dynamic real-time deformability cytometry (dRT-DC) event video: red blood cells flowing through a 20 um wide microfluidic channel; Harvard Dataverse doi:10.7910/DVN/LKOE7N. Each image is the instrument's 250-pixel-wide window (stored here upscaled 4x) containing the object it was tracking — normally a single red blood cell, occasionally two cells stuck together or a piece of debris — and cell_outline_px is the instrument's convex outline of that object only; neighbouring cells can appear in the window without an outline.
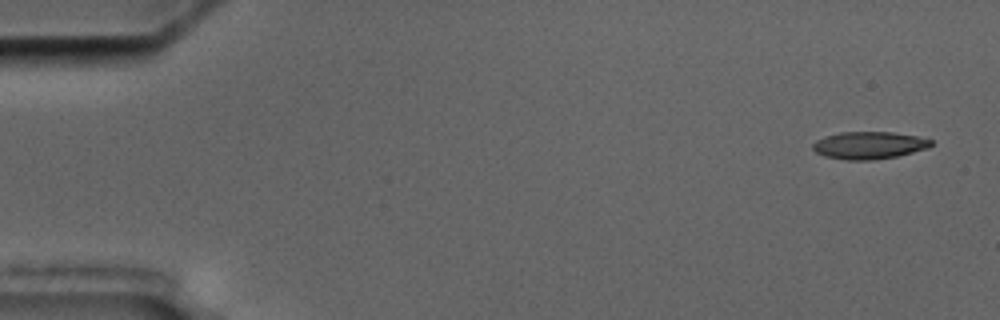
{"species": "common noctule bat (a hibernating species)", "species_latin": "Nyctalus noctula", "temperature_condition": "cold", "stored_images_in_passage": 10, "camera_frame_rate_fps": 3000, "um_per_image_px": 0.085, "animal": {"sex": "male", "body_mass_g": 17.5, "forearm_length_mm": 52.3}, "frame": {"image": 1, "passage_image": 1, "time_ms": 0.0, "image_size_px": [1000, 320], "cell_outline_px": [[932, 144], [928, 148], [896, 156], [872, 160], [844, 160], [824, 156], [816, 152], [812, 148], [812, 144], [816, 140], [824, 136], [840, 132], [892, 132], [916, 136], [932, 140]], "centroid_in_image_um": [73.83, 12.35], "position_along_channel_um": 11.2, "area_um2": 18.84}}
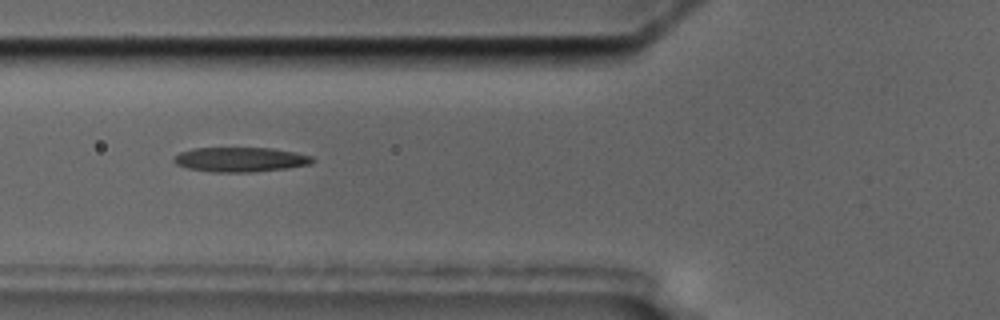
{"frame": {"image": 2, "passage_image": 6, "time_ms": 6.333, "image_size_px": [1000, 320], "cell_outline_px": [[316, 160], [312, 164], [288, 168], [256, 172], [212, 172], [188, 168], [176, 164], [172, 160], [180, 152], [192, 148], [272, 148], [296, 152], [312, 156]], "centroid_in_image_um": [20.48, 13.56], "position_along_channel_um": 105.3, "area_um2": 20.06}}
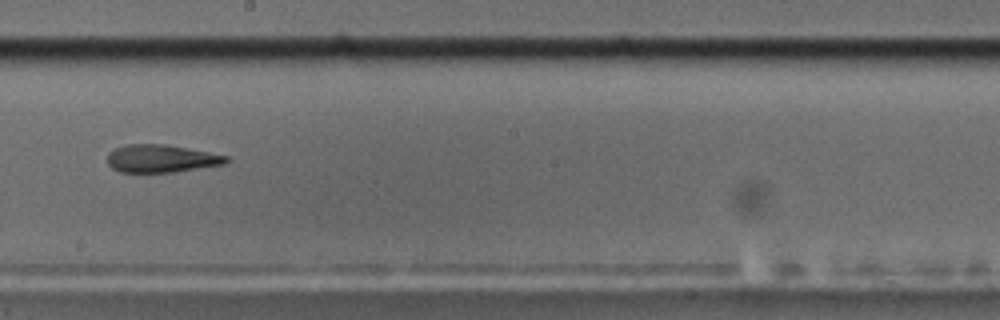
{"frame": {"image": 3, "passage_image": 9, "time_ms": 10.0, "image_size_px": [1000, 320], "cell_outline_px": [[232, 160], [224, 164], [172, 172], [120, 172], [112, 168], [108, 164], [108, 152], [116, 148], [128, 144], [164, 144], [208, 152], [228, 156]], "centroid_in_image_um": [13.7, 13.48], "position_along_channel_um": 234.5, "area_um2": 19.07}}